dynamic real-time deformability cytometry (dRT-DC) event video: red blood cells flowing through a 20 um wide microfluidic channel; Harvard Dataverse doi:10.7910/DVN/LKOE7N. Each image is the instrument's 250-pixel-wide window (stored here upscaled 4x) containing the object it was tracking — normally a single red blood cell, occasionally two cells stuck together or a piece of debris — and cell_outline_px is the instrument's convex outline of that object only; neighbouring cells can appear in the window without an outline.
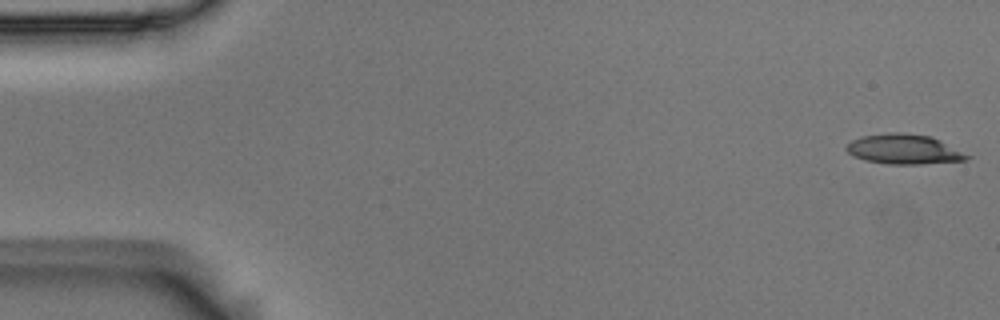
{"species": "Egyptian fruit bat (a non-hibernating species)", "species_latin": "Rousettus aegyptiacus", "temperature_condition": "room temperature", "stored_images_in_passage": 54, "camera_frame_rate_fps": 3000, "um_per_image_px": 0.085, "animal": {"sex": "male"}, "frame": {"image": 1, "passage_image": 1, "time_ms": 0.0, "image_size_px": [1000, 320], "cell_outline_px": [[972, 156], [964, 160], [920, 164], [888, 164], [864, 160], [852, 156], [844, 148], [852, 140], [860, 136], [888, 132], [904, 132], [932, 136]], "centroid_in_image_um": [76.8, 12.67], "position_along_channel_um": 8.2, "area_um2": 21.15}}
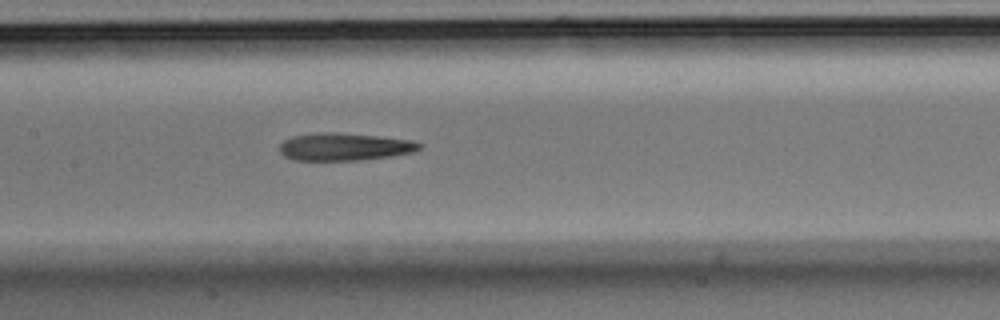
{"frame": {"image": 2, "passage_image": 26, "time_ms": 8.333, "image_size_px": [1000, 320], "cell_outline_px": [[424, 144], [420, 148], [412, 152], [392, 156], [360, 160], [296, 160], [284, 156], [280, 152], [280, 144], [284, 140], [292, 136], [316, 132], [336, 132], [380, 136], [412, 140]], "centroid_in_image_um": [29.28, 12.46], "position_along_channel_um": 178.1, "area_um2": 22.6}}
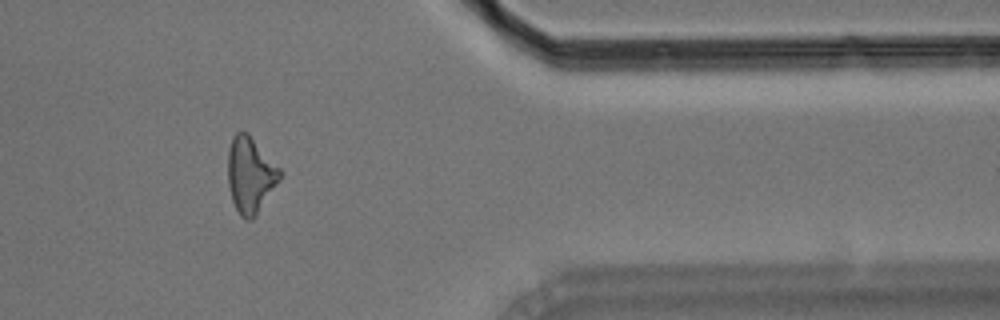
{"frame": {"image": 3, "passage_image": 45, "time_ms": 14.667, "image_size_px": [1000, 320], "cell_outline_px": [[284, 172], [256, 216], [252, 220], [244, 220], [240, 216], [232, 200], [228, 184], [228, 148], [232, 136], [240, 128], [248, 132]], "centroid_in_image_um": [21.27, 14.83], "position_along_channel_um": 390.1, "area_um2": 23.35}, "authors_computed_cell_mechanics": {"area_um2": 22.3108, "velocity_mm_per_s": 3.6789, "shape_relaxation_time_tau1_ms": null, "shape_relaxation_time_tau2_ms": 3.2352, "deformation_change_tau1": null, "deformation_change_tau2": 0.1637}}